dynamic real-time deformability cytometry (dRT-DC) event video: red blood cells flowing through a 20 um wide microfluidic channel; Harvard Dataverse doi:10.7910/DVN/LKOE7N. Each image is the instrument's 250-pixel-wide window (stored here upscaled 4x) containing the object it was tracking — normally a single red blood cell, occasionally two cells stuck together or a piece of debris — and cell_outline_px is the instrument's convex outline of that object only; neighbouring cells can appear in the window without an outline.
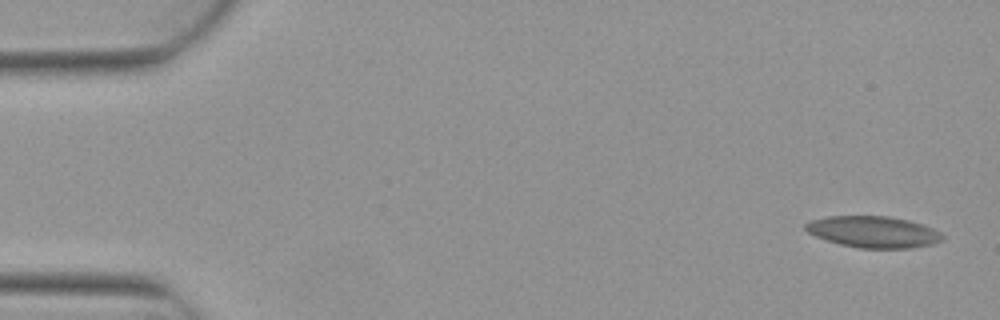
{"species": "Egyptian fruit bat (a non-hibernating species)", "species_latin": "Rousettus aegyptiacus", "temperature_condition": "warm", "stored_images_in_passage": 4, "camera_frame_rate_fps": 3000, "um_per_image_px": 0.085, "animal": {"sex": "female"}, "frame": {"image": 1, "passage_image": 1, "time_ms": 0.0, "image_size_px": [1000, 320], "cell_outline_px": [[944, 240], [932, 244], [912, 248], [860, 248], [840, 244], [816, 236], [808, 232], [804, 228], [804, 224], [812, 220], [828, 216], [888, 216], [908, 220], [924, 224], [940, 232], [944, 236]], "centroid_in_image_um": [74.27, 19.71], "position_along_channel_um": 10.7, "area_um2": 25.09}}
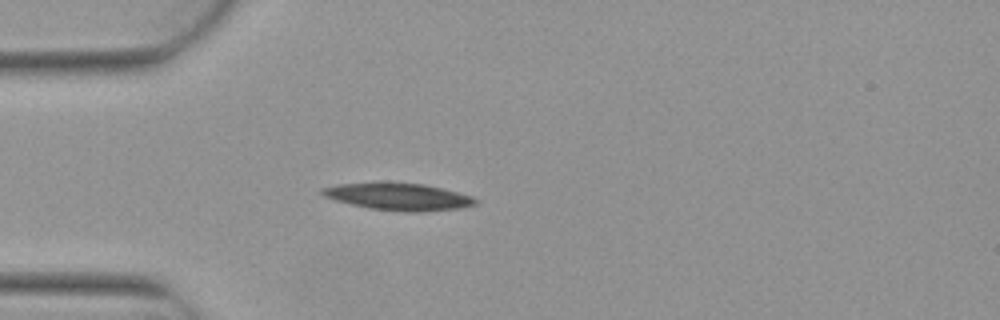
{"frame": {"image": 2, "passage_image": 4, "time_ms": 1.0, "image_size_px": [1000, 320], "cell_outline_px": [[480, 200], [476, 204], [460, 208], [424, 212], [408, 212], [368, 208], [336, 200], [324, 196], [320, 192], [320, 188], [340, 184], [424, 184], [472, 196]], "centroid_in_image_um": [33.92, 16.75], "position_along_channel_um": 51.1, "area_um2": 23.52}}